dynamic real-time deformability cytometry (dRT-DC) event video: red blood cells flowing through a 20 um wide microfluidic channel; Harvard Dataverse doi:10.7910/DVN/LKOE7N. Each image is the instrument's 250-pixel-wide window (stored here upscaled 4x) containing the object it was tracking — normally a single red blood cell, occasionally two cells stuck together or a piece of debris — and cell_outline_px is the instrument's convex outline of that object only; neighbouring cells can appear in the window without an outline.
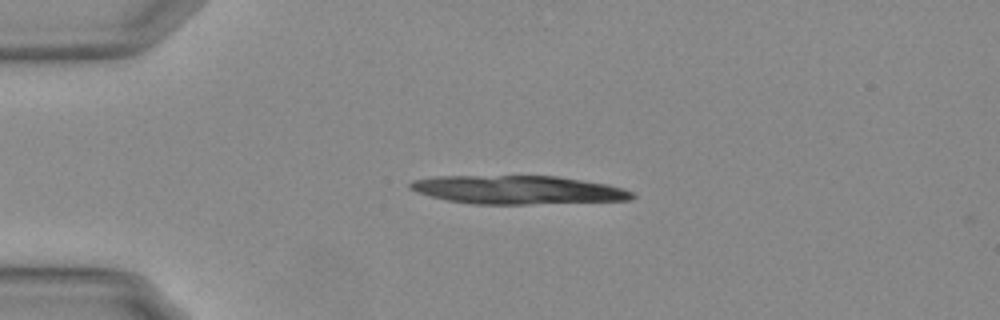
{"species": "Egyptian fruit bat (a non-hibernating species)", "species_latin": "Rousettus aegyptiacus", "temperature_condition": "warm", "stored_images_in_passage": 7, "camera_frame_rate_fps": 3000, "um_per_image_px": 0.085, "animal": {"sex": "female"}, "frame": {"image": 1, "passage_image": 4, "time_ms": 1.0, "image_size_px": [1000, 320], "cell_outline_px": [[636, 196], [632, 200], [532, 204], [472, 204], [448, 200], [416, 192], [408, 188], [408, 184], [412, 180], [436, 176], [556, 176], [608, 184], [624, 188], [632, 192]], "centroid_in_image_um": [44.03, 16.14], "position_along_channel_um": 41.0, "area_um2": 36.99}}